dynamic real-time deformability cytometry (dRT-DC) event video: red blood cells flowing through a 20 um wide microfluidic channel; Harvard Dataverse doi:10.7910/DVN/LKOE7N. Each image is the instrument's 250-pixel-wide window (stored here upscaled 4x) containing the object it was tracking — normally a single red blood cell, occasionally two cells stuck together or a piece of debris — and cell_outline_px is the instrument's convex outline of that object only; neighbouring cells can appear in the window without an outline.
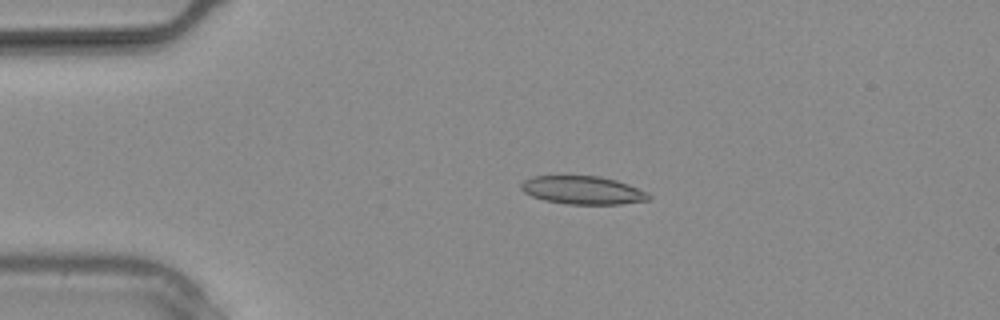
{"species": "common noctule bat (a hibernating species)", "species_latin": "Nyctalus noctula", "temperature_condition": "warm", "stored_images_in_passage": 7, "camera_frame_rate_fps": 3000, "um_per_image_px": 0.085, "animal": {"sex": "male", "body_mass_g": 20.4}, "frame": {"image": 1, "passage_image": 1, "time_ms": 0.0, "image_size_px": [1000, 320], "cell_outline_px": [[652, 196], [648, 200], [620, 204], [568, 204], [544, 200], [532, 196], [524, 192], [520, 188], [520, 184], [524, 180], [532, 176], [600, 176], [616, 180], [628, 184], [648, 192]], "centroid_in_image_um": [49.53, 16.16], "position_along_channel_um": 35.5, "area_um2": 20.98}}
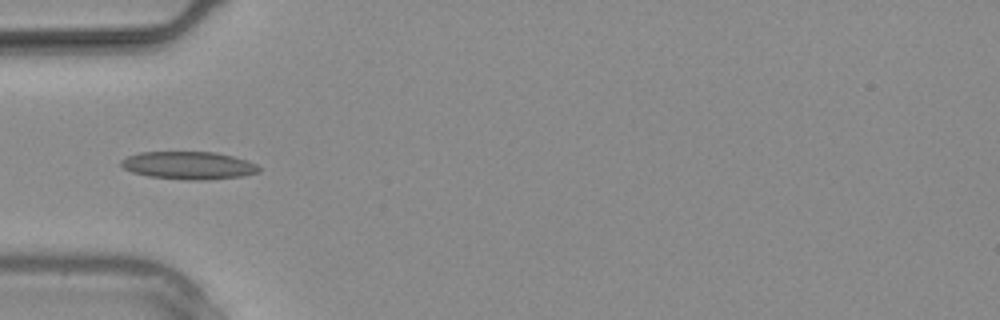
{"frame": {"image": 2, "passage_image": 4, "time_ms": 1.0, "image_size_px": [1000, 320], "cell_outline_px": [[260, 172], [244, 176], [200, 180], [188, 180], [148, 176], [132, 172], [124, 168], [120, 164], [120, 160], [128, 156], [140, 152], [216, 152], [248, 160], [256, 164], [260, 168]], "centroid_in_image_um": [16.05, 14.06], "position_along_channel_um": 69.0, "area_um2": 22.31}}